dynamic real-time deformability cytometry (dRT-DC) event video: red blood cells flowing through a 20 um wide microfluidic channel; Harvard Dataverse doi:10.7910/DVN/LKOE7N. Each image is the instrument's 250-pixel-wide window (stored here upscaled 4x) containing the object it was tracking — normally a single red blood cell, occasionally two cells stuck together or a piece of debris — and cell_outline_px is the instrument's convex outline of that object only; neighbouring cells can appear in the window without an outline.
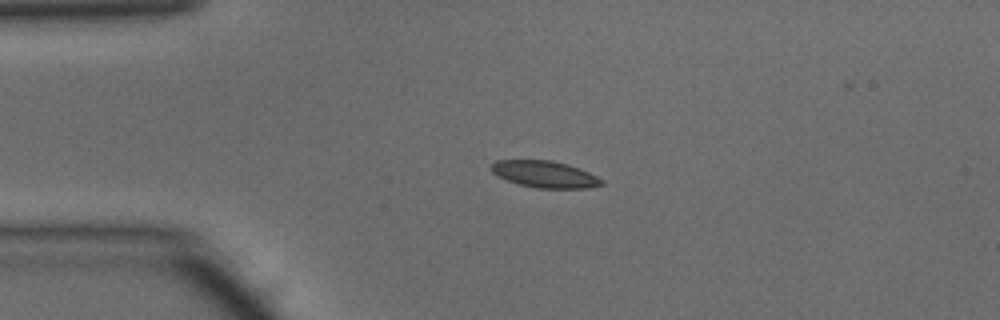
{"species": "common noctule bat (a hibernating species)", "species_latin": "Nyctalus noctula", "temperature_condition": "warm", "stored_images_in_passage": 47, "camera_frame_rate_fps": 3000, "um_per_image_px": 0.085, "animal": {"sex": "male", "body_mass_g": 15.6}, "frame": {"image": 1, "passage_image": 10, "time_ms": 3.0, "image_size_px": [1000, 320], "cell_outline_px": [[604, 184], [588, 188], [536, 188], [520, 184], [508, 180], [492, 172], [492, 164], [496, 160], [552, 160], [568, 164], [588, 172], [604, 180]], "centroid_in_image_um": [46.34, 14.81], "position_along_channel_um": 38.7, "area_um2": 16.99}}
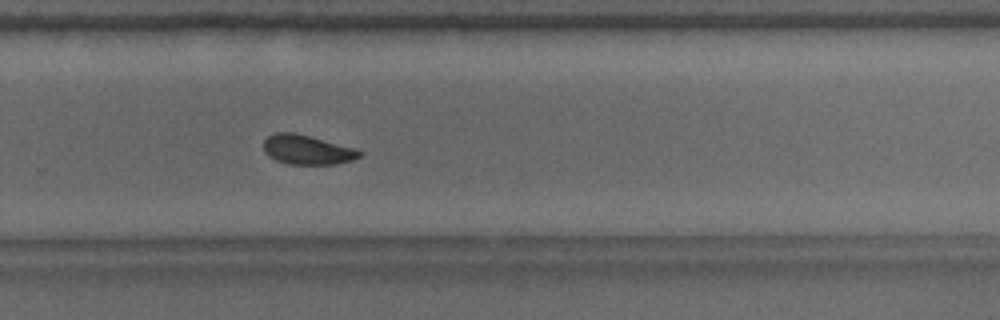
{"frame": {"image": 2, "passage_image": 31, "time_ms": 10.0, "image_size_px": [1000, 320], "cell_outline_px": [[360, 156], [352, 160], [336, 164], [288, 164], [276, 160], [268, 156], [264, 152], [264, 140], [268, 136], [276, 132], [292, 132], [356, 148], [360, 152]], "centroid_in_image_um": [26.07, 12.73], "position_along_channel_um": 303.7, "area_um2": 16.3}}
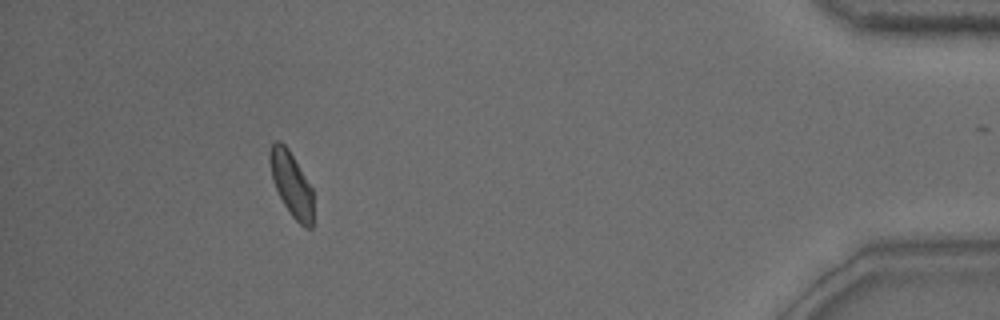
{"frame": {"image": 3, "passage_image": 43, "time_ms": 14.0, "image_size_px": [1000, 320], "cell_outline_px": [[312, 228], [304, 228], [292, 216], [284, 204], [272, 180], [268, 160], [268, 152], [272, 144], [276, 140], [280, 140], [288, 148], [312, 188]], "centroid_in_image_um": [24.74, 15.61], "position_along_channel_um": 410.5, "area_um2": 16.24}, "authors_computed_cell_mechanics": {"area_um2": 16.8198, "velocity_mm_per_s": 4.1629, "shape_relaxation_time_tau1_ms": 2.3526, "shape_relaxation_time_tau2_ms": 2.3172, "deformation_change_tau1": 0.0941, "deformation_change_tau2": 0.0592}}